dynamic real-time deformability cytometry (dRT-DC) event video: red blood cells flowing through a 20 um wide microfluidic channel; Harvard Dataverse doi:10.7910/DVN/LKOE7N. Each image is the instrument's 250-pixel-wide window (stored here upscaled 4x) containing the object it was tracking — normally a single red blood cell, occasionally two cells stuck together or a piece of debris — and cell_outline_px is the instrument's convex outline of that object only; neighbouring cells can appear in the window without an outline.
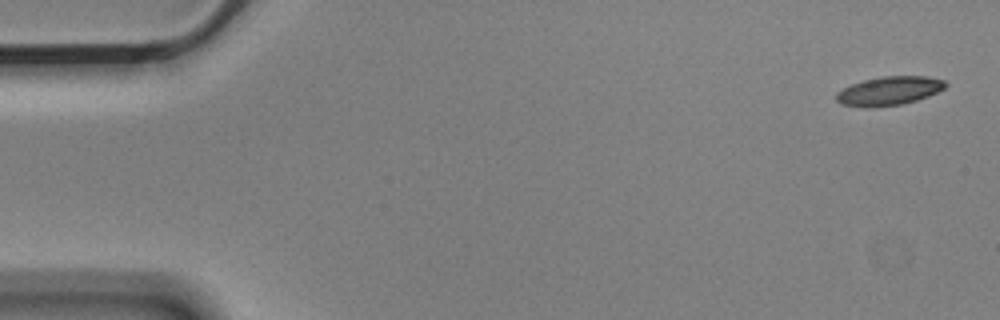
{"species": "Egyptian fruit bat (a non-hibernating species)", "species_latin": "Rousettus aegyptiacus", "temperature_condition": "cold", "stored_images_in_passage": 4, "camera_frame_rate_fps": 3000, "um_per_image_px": 0.085, "animal": {"sex": "male"}, "frame": {"image": 1, "passage_image": 1, "time_ms": 0.0, "image_size_px": [1000, 320], "cell_outline_px": [[948, 84], [944, 88], [928, 96], [904, 104], [872, 108], [868, 108], [840, 104], [836, 100], [836, 92], [852, 84], [864, 80], [884, 76], [928, 76], [944, 80]], "centroid_in_image_um": [75.56, 7.73], "position_along_channel_um": 9.4, "area_um2": 18.38}}
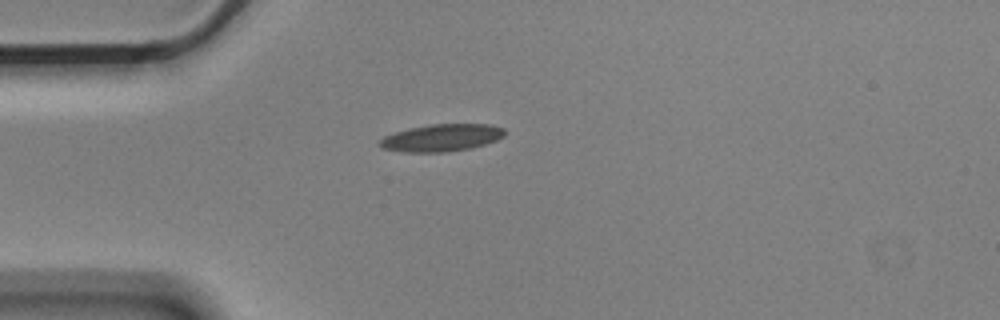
{"frame": {"image": 2, "passage_image": 4, "time_ms": 1.0, "image_size_px": [1000, 320], "cell_outline_px": [[508, 132], [504, 136], [496, 140], [472, 148], [448, 152], [404, 152], [384, 148], [380, 144], [380, 140], [384, 136], [396, 132], [412, 128], [432, 124], [488, 124], [504, 128]], "centroid_in_image_um": [37.6, 11.71], "position_along_channel_um": 47.4, "area_um2": 19.71}}